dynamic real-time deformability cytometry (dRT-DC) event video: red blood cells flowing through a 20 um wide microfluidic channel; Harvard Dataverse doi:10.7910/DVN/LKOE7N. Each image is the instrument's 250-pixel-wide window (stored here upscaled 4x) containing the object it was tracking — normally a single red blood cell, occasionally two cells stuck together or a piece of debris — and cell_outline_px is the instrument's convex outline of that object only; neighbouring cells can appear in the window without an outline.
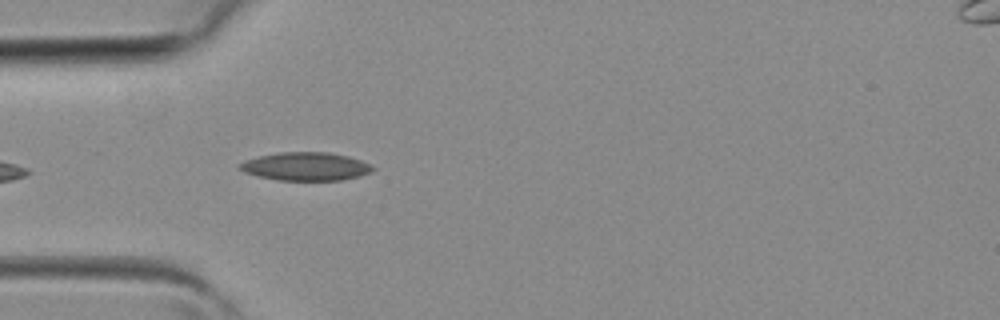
{"species": "common noctule bat (a hibernating species)", "species_latin": "Nyctalus noctula", "temperature_condition": "room temperature", "stored_images_in_passage": 2, "camera_frame_rate_fps": 3000, "um_per_image_px": 0.085, "animal": {"sex": "female", "body_mass_g": 19.3, "forearm_length_mm": 54.1}, "frame": {"image": 1, "passage_image": 2, "time_ms": 0.333, "image_size_px": [1000, 320], "cell_outline_px": [[376, 168], [372, 172], [360, 176], [344, 180], [280, 180], [260, 176], [244, 172], [236, 168], [236, 164], [244, 160], [256, 156], [280, 152], [328, 152], [348, 156], [372, 164]], "centroid_in_image_um": [25.98, 14.14], "position_along_channel_um": 59.0, "area_um2": 22.2}}